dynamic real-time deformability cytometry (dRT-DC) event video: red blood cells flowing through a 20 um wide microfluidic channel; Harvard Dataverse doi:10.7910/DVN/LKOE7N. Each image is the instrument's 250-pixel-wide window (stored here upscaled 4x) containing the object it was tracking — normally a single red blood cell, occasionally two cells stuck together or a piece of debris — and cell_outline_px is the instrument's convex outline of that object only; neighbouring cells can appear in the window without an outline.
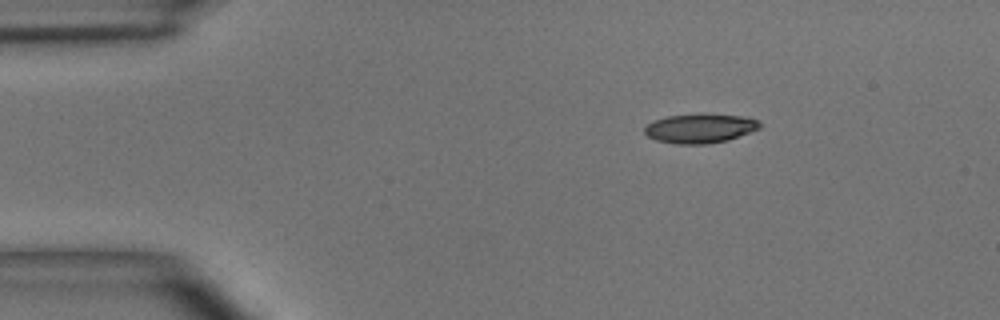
{"species": "common noctule bat (a hibernating species)", "species_latin": "Nyctalus noctula", "temperature_condition": "room temperature", "stored_images_in_passage": 3, "camera_frame_rate_fps": 3000, "um_per_image_px": 0.085, "animal": {"sex": "male", "body_mass_g": 15.6}, "frame": {"image": 1, "passage_image": 1, "time_ms": 0.0, "image_size_px": [1000, 320], "cell_outline_px": [[760, 128], [728, 140], [708, 144], [676, 144], [656, 140], [648, 136], [644, 132], [644, 128], [652, 120], [668, 116], [700, 112], [704, 112], [740, 116], [756, 120], [760, 124]], "centroid_in_image_um": [59.46, 10.89], "position_along_channel_um": 25.5, "area_um2": 19.94}}
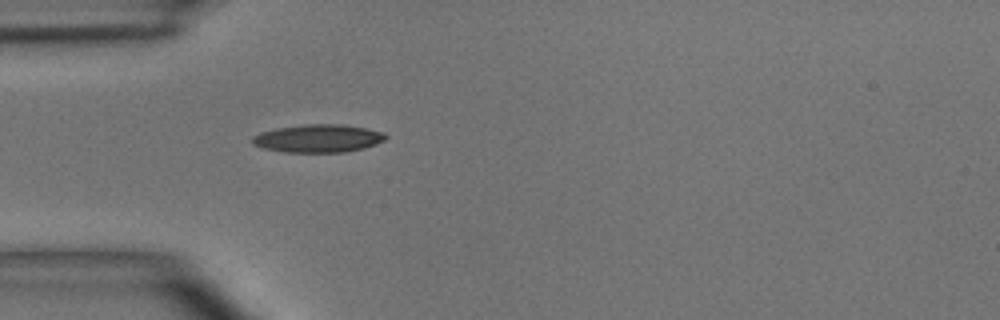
{"frame": {"image": 2, "passage_image": 3, "time_ms": 2.333, "image_size_px": [1000, 320], "cell_outline_px": [[388, 136], [384, 140], [376, 144], [364, 148], [344, 152], [284, 152], [264, 148], [252, 144], [252, 136], [260, 132], [276, 128], [304, 124], [344, 124], [384, 132]], "centroid_in_image_um": [27.04, 11.76], "position_along_channel_um": 58.0, "area_um2": 21.79}}